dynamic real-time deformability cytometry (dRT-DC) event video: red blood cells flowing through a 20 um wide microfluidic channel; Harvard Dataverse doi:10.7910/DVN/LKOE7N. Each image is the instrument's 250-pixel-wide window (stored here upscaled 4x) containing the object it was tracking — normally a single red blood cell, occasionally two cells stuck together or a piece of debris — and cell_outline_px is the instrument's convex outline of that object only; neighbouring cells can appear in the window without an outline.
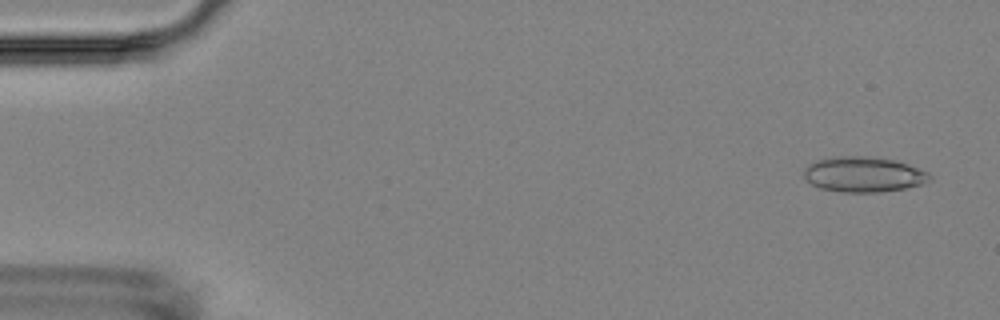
{"species": "Egyptian fruit bat (a non-hibernating species)", "species_latin": "Rousettus aegyptiacus", "temperature_condition": "room temperature", "stored_images_in_passage": 6, "camera_frame_rate_fps": 3000, "um_per_image_px": 0.085, "animal": {"sex": "female"}, "frame": {"image": 1, "passage_image": 1, "time_ms": 0.0, "image_size_px": [1000, 320], "cell_outline_px": [[932, 180], [920, 184], [904, 188], [880, 192], [844, 192], [820, 188], [812, 184], [804, 176], [804, 168], [808, 164], [816, 160], [832, 156], [872, 156], [896, 160], [908, 164], [928, 172], [932, 176]], "centroid_in_image_um": [73.4, 14.81], "position_along_channel_um": 11.6, "area_um2": 26.01}}
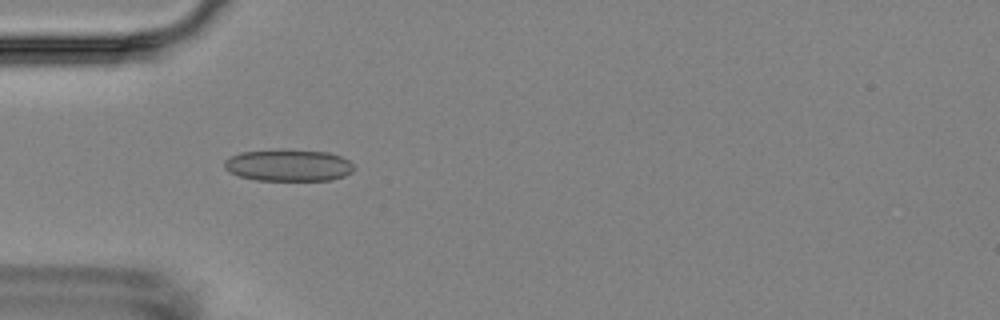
{"frame": {"image": 2, "passage_image": 5, "time_ms": 4.667, "image_size_px": [1000, 320], "cell_outline_px": [[356, 168], [352, 172], [344, 176], [332, 180], [256, 180], [240, 176], [228, 172], [224, 168], [224, 160], [240, 152], [328, 152], [340, 156], [348, 160]], "centroid_in_image_um": [24.54, 14.1], "position_along_channel_um": 60.5, "area_um2": 23.18}}